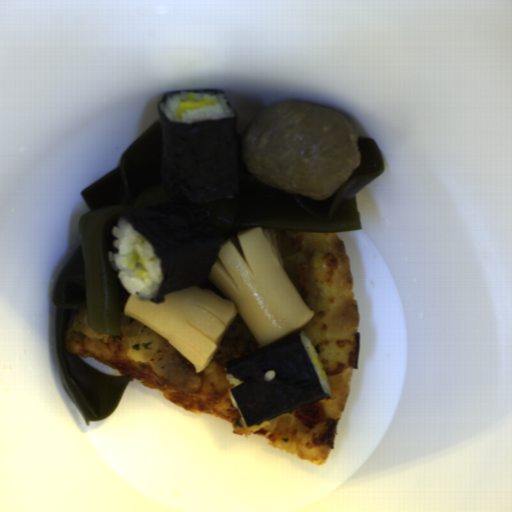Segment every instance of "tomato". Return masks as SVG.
Listing matches in <instances>:
<instances>
[{"label": "tomato", "instance_id": "obj_1", "mask_svg": "<svg viewBox=\"0 0 512 512\" xmlns=\"http://www.w3.org/2000/svg\"><path fill=\"white\" fill-rule=\"evenodd\" d=\"M294 416L307 428L314 429L325 421L326 414L320 402H314L306 406L294 409Z\"/></svg>", "mask_w": 512, "mask_h": 512}, {"label": "tomato", "instance_id": "obj_2", "mask_svg": "<svg viewBox=\"0 0 512 512\" xmlns=\"http://www.w3.org/2000/svg\"><path fill=\"white\" fill-rule=\"evenodd\" d=\"M111 364H112V367H114L119 372L121 377L125 376V375H132V378L129 381H135L138 379H144L146 377H149L145 372L134 367L126 360L118 361V362H111Z\"/></svg>", "mask_w": 512, "mask_h": 512}]
</instances>
